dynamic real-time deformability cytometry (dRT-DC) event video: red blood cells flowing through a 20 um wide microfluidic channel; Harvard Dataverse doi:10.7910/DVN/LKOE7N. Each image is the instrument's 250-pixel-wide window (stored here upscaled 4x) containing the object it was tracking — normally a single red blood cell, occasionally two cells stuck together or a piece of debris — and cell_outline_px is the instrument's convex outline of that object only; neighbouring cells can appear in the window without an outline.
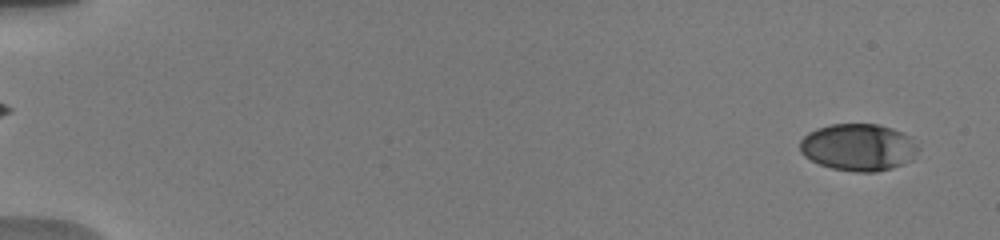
{"species": "human", "species_latin": "Homo sapiens", "temperature_condition": "warm", "stored_images_in_passage": 43, "camera_frame_rate_fps": 3000, "um_per_image_px": 0.085, "donor": {"sex": "male"}, "frame": {"image": 1, "passage_image": 1, "time_ms": 0.0, "image_size_px": [1000, 240], "cell_outline_px": [[920, 148], [912, 160], [904, 164], [892, 168], [876, 172], [856, 172], [832, 168], [820, 164], [804, 156], [800, 152], [800, 140], [808, 132], [816, 128], [832, 124], [876, 124], [892, 128], [912, 136]], "centroid_in_image_um": [73.0, 12.51], "position_along_channel_um": 12.0, "area_um2": 32.77}}
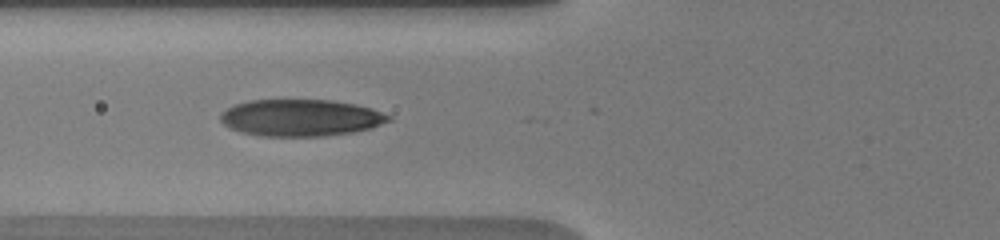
{"frame": {"image": 2, "passage_image": 18, "time_ms": 6.667, "image_size_px": [1000, 240], "cell_outline_px": [[392, 120], [372, 128], [352, 132], [324, 136], [260, 136], [240, 132], [224, 124], [220, 120], [220, 112], [236, 104], [248, 100], [332, 100], [356, 104], [372, 108], [392, 116]], "centroid_in_image_um": [25.58, 10.01], "position_along_channel_um": 100.2, "area_um2": 36.24}}
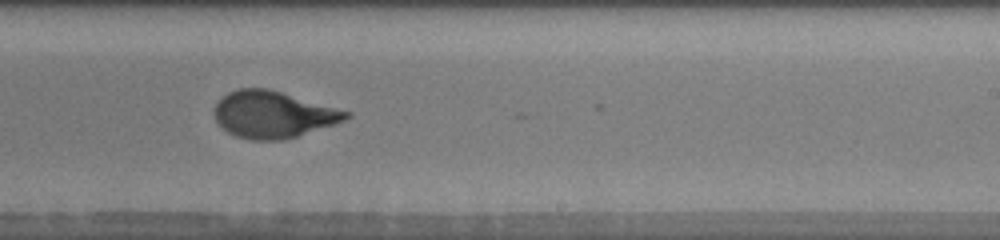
{"frame": {"image": 3, "passage_image": 29, "time_ms": 11.0, "image_size_px": [1000, 240], "cell_outline_px": [[352, 116], [344, 120], [284, 140], [252, 140], [236, 136], [220, 128], [216, 124], [212, 112], [216, 104], [228, 92], [236, 88], [268, 88], [352, 112]], "centroid_in_image_um": [23.16, 9.73], "position_along_channel_um": 265.8, "area_um2": 35.95}, "authors_computed_cell_mechanics": {"area_um2": 35.3736, "velocity_mm_per_s": 3.8099, "shape_relaxation_time_tau1_ms": 4.3515, "shape_relaxation_time_tau2_ms": null, "deformation_change_tau1": 0.219, "deformation_change_tau2": null}}